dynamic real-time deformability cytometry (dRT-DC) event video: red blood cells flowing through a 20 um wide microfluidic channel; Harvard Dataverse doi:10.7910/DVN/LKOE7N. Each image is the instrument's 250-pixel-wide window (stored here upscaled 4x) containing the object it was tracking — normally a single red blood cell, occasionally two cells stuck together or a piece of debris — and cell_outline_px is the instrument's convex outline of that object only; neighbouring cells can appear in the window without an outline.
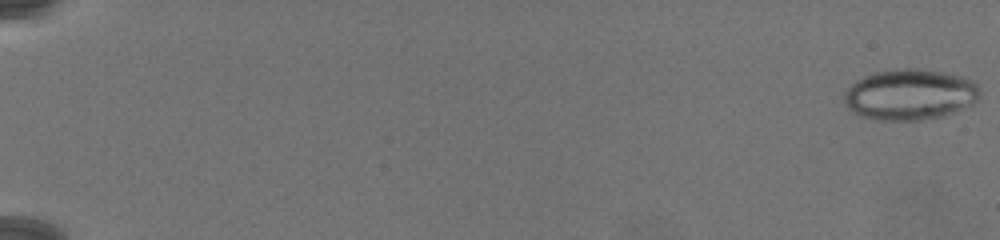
{"species": "common noctule bat (a hibernating species)", "species_latin": "Nyctalus noctula", "temperature_condition": "warm", "stored_images_in_passage": 40, "camera_frame_rate_fps": 3000, "um_per_image_px": 0.085, "animal": {"sex": "female", "body_mass_g": 19.5, "forearm_length_mm": 54.1}, "frame": {"image": 1, "passage_image": 1, "time_ms": 0.0, "image_size_px": [1000, 240], "cell_outline_px": [[980, 96], [972, 104], [944, 116], [920, 120], [872, 120], [860, 116], [848, 108], [844, 104], [844, 92], [856, 80], [864, 76], [876, 72], [904, 68], [920, 68], [964, 76], [976, 80], [980, 92]], "centroid_in_image_um": [77.36, 8.03], "position_along_channel_um": 7.6, "area_um2": 40.58}}